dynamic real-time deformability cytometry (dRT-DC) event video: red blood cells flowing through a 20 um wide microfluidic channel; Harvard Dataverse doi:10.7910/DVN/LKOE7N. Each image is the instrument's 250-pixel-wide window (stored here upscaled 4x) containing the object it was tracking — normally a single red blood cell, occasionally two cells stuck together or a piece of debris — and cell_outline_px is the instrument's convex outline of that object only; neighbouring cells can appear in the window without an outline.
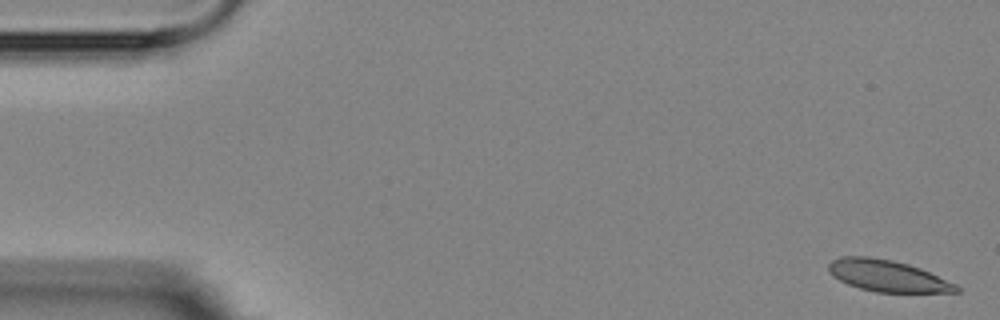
{"species": "Egyptian fruit bat (a non-hibernating species)", "species_latin": "Rousettus aegyptiacus", "temperature_condition": "room temperature", "stored_images_in_passage": 3, "camera_frame_rate_fps": 3000, "um_per_image_px": 0.085, "animal": {"sex": "female"}, "frame": {"image": 1, "passage_image": 1, "time_ms": 0.0, "image_size_px": [1000, 320], "cell_outline_px": [[960, 292], [876, 292], [860, 288], [848, 284], [832, 276], [828, 272], [828, 264], [832, 260], [840, 256], [872, 256], [892, 260], [908, 264], [920, 268], [956, 284], [960, 288]], "centroid_in_image_um": [75.4, 23.43], "position_along_channel_um": 9.6, "area_um2": 23.47}}